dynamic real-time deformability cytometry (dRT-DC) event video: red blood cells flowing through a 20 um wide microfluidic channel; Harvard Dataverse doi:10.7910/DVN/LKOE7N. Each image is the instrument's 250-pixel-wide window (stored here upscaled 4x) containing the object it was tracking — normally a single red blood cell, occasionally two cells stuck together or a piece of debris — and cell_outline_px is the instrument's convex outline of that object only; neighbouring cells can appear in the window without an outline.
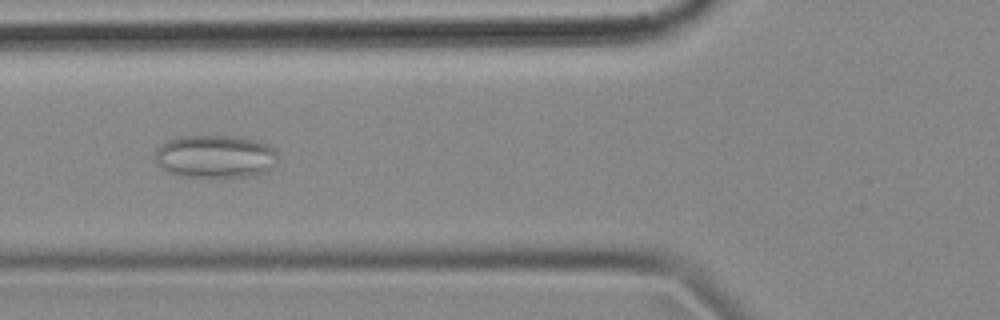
{"species": "common noctule bat (a hibernating species)", "species_latin": "Nyctalus noctula", "temperature_condition": "cold", "stored_images_in_passage": 7, "camera_frame_rate_fps": 3000, "um_per_image_px": 0.085, "animal": {"sex": "female", "body_mass_g": 18.4}, "frame": {"image": 1, "passage_image": 5, "time_ms": 1.333, "image_size_px": [1000, 320], "cell_outline_px": [[276, 160], [272, 168], [256, 176], [184, 176], [172, 172], [164, 168], [156, 160], [156, 152], [168, 140], [184, 136], [236, 136], [256, 140], [272, 148], [276, 152]], "centroid_in_image_um": [18.35, 13.29], "position_along_channel_um": 107.4, "area_um2": 29.94}}
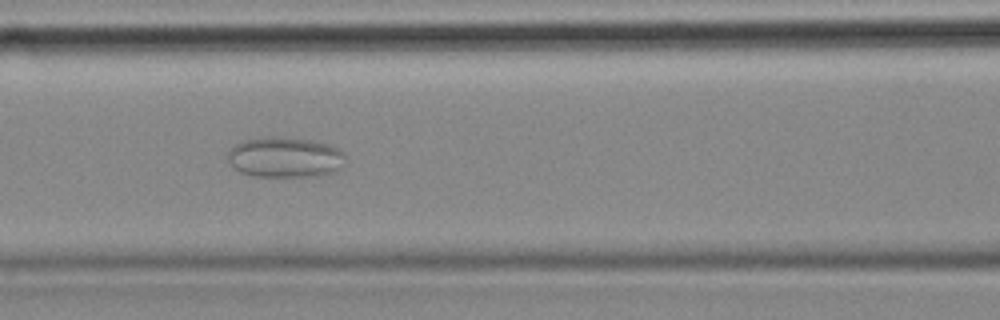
{"frame": {"image": 2, "passage_image": 6, "time_ms": 1.667, "image_size_px": [1000, 320], "cell_outline_px": [[344, 156], [340, 168], [332, 172], [316, 176], [256, 176], [240, 172], [228, 160], [228, 152], [232, 144], [244, 140], [272, 136], [276, 136], [312, 140], [336, 148]], "centroid_in_image_um": [24.16, 13.36], "position_along_channel_um": 142.4, "area_um2": 27.34}}